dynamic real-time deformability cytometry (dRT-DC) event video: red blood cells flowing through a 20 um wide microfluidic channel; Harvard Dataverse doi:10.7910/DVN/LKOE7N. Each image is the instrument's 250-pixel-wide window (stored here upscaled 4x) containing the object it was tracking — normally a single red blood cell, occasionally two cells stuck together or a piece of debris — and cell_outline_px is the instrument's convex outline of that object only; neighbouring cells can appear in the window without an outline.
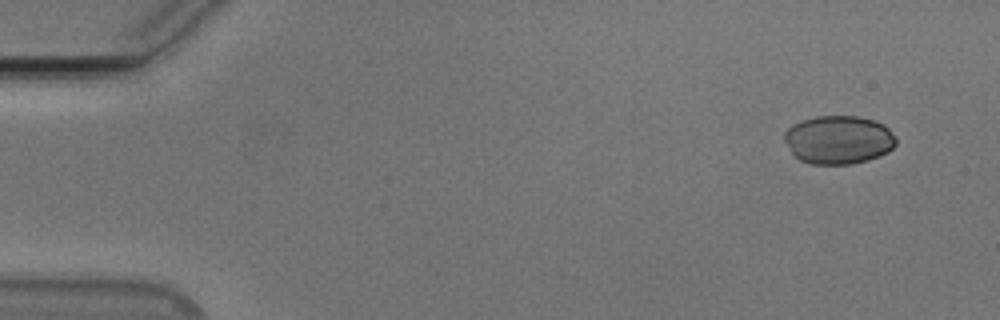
{"species": "Egyptian fruit bat (a non-hibernating species)", "species_latin": "Rousettus aegyptiacus", "temperature_condition": "cold", "stored_images_in_passage": 51, "camera_frame_rate_fps": 3000, "um_per_image_px": 0.085, "animal": {"sex": "male"}, "frame": {"image": 1, "passage_image": 1, "time_ms": 0.0, "image_size_px": [1000, 320], "cell_outline_px": [[896, 144], [888, 152], [868, 160], [852, 164], [812, 164], [800, 160], [792, 152], [784, 140], [784, 132], [792, 124], [816, 116], [856, 116], [872, 120], [884, 124], [888, 128], [896, 140]], "centroid_in_image_um": [71.27, 11.88], "position_along_channel_um": 13.7, "area_um2": 31.39}}
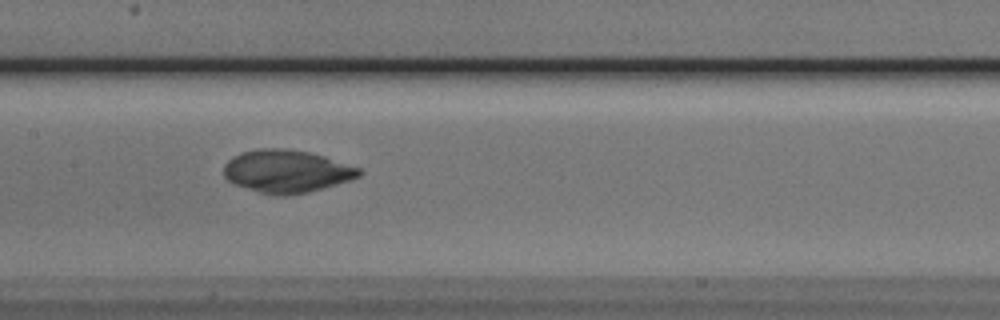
{"frame": {"image": 2, "passage_image": 24, "time_ms": 7.667, "image_size_px": [1000, 320], "cell_outline_px": [[364, 172], [360, 176], [352, 180], [308, 192], [288, 196], [272, 196], [236, 184], [228, 180], [224, 176], [224, 164], [228, 160], [244, 152], [260, 148], [284, 148], [308, 152], [324, 156], [360, 168]], "centroid_in_image_um": [24.4, 14.57], "position_along_channel_um": 183.0, "area_um2": 33.64}}
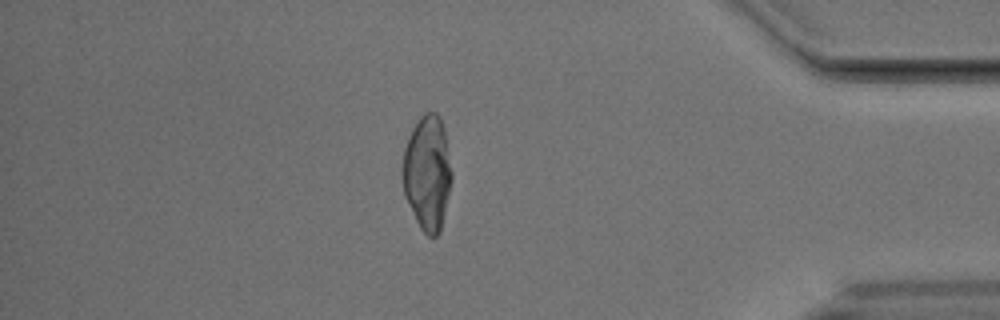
{"frame": {"image": 3, "passage_image": 44, "time_ms": 14.333, "image_size_px": [1000, 320], "cell_outline_px": [[452, 180], [440, 232], [436, 236], [428, 236], [420, 228], [404, 196], [404, 148], [408, 136], [412, 128], [420, 116], [424, 112], [436, 112], [440, 116], [444, 128], [452, 172]], "centroid_in_image_um": [36.34, 14.67], "position_along_channel_um": 398.9, "area_um2": 32.71}}